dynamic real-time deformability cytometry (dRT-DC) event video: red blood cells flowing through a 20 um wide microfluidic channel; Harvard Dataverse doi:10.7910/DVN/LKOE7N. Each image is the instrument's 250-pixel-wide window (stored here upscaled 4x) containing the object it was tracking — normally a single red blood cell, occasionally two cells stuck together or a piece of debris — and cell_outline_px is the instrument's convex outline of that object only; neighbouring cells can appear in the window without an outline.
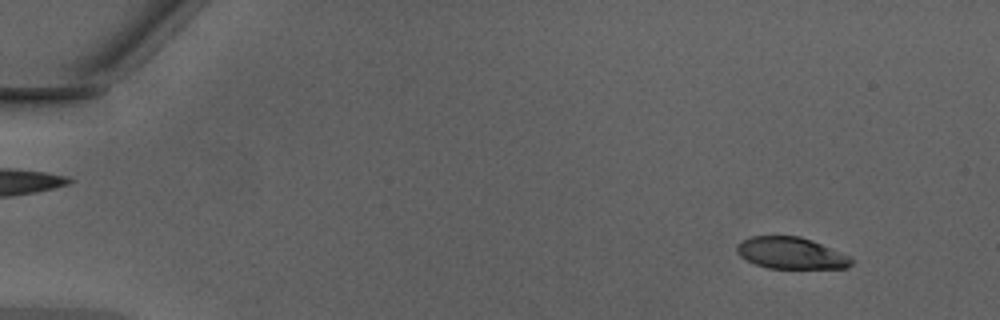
{"species": "Egyptian fruit bat (a non-hibernating species)", "species_latin": "Rousettus aegyptiacus", "temperature_condition": "warm", "stored_images_in_passage": 46, "camera_frame_rate_fps": 3000, "um_per_image_px": 0.085, "animal": {"sex": "male"}, "frame": {"image": 1, "passage_image": 2, "time_ms": 0.333, "image_size_px": [1000, 320], "cell_outline_px": [[852, 264], [848, 268], [768, 268], [756, 264], [740, 256], [736, 252], [736, 244], [752, 236], [800, 236], [812, 240], [852, 256]], "centroid_in_image_um": [67.26, 21.51], "position_along_channel_um": 17.7, "area_um2": 21.15}}
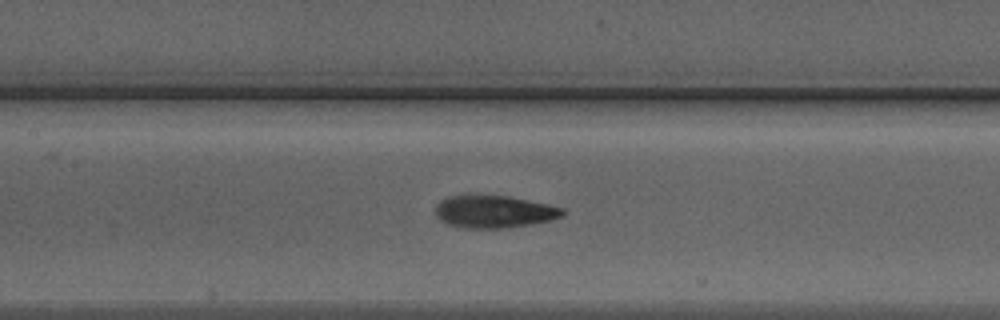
{"frame": {"image": 2, "passage_image": 21, "time_ms": 6.667, "image_size_px": [1000, 320], "cell_outline_px": [[564, 216], [552, 220], [532, 224], [508, 228], [460, 228], [448, 224], [440, 220], [436, 216], [436, 204], [440, 200], [448, 196], [508, 196], [528, 200], [564, 208]], "centroid_in_image_um": [42.0, 18.01], "position_along_channel_um": 165.4, "area_um2": 24.04}}
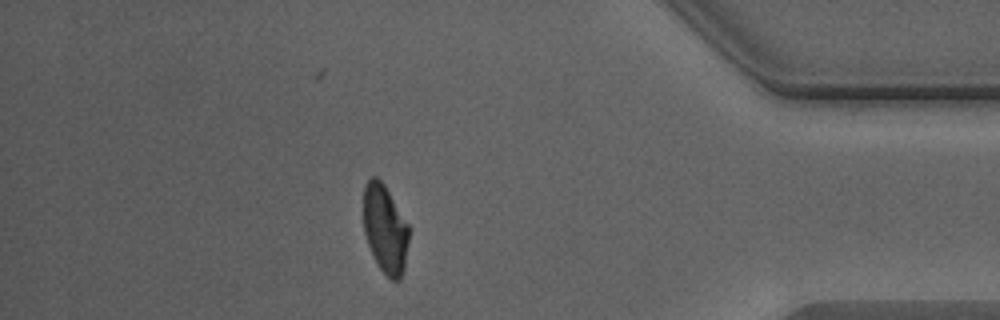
{"frame": {"image": 3, "passage_image": 40, "time_ms": 13.0, "image_size_px": [1000, 320], "cell_outline_px": [[408, 240], [404, 268], [400, 280], [392, 280], [380, 268], [368, 244], [364, 232], [364, 184], [372, 176], [376, 176], [384, 184], [408, 224]], "centroid_in_image_um": [32.73, 19.44], "position_along_channel_um": 402.5, "area_um2": 23.0}, "authors_computed_cell_mechanics": {"area_um2": 23.9581, "velocity_mm_per_s": 4.3017, "shape_relaxation_time_tau1_ms": 3.6496, "shape_relaxation_time_tau2_ms": 1.1149, "deformation_change_tau1": 0.1728, "deformation_change_tau2": 0.071}}